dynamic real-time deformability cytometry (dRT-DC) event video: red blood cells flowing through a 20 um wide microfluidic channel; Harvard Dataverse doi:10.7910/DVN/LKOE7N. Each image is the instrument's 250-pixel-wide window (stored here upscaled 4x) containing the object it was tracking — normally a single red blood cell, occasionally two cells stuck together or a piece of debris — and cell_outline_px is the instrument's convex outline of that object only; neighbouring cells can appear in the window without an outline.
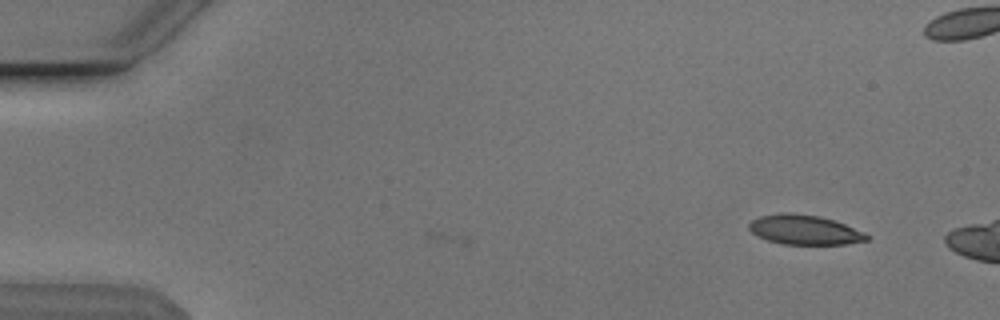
{"species": "Egyptian fruit bat (a non-hibernating species)", "species_latin": "Rousettus aegyptiacus", "temperature_condition": "cold", "stored_images_in_passage": 5, "camera_frame_rate_fps": 3000, "um_per_image_px": 0.085, "animal": {"sex": "male"}, "frame": {"image": 1, "passage_image": 5, "time_ms": 1.333, "image_size_px": [1000, 320], "cell_outline_px": [[868, 240], [844, 244], [780, 244], [768, 240], [752, 232], [748, 228], [748, 224], [752, 220], [760, 216], [780, 212], [792, 212], [820, 216], [844, 224], [864, 232], [868, 236]], "centroid_in_image_um": [68.35, 19.52], "position_along_channel_um": 16.6, "area_um2": 20.23}}